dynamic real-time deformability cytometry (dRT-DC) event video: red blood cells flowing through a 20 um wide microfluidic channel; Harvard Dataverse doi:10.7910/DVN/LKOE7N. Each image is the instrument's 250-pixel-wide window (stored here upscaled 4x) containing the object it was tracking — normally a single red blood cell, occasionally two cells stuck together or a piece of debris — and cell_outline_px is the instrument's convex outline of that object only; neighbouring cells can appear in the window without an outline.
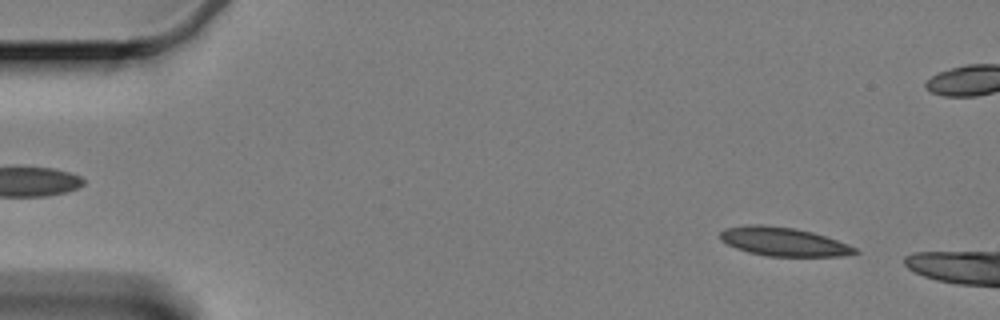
{"species": "Egyptian fruit bat (a non-hibernating species)", "species_latin": "Rousettus aegyptiacus", "temperature_condition": "cold", "stored_images_in_passage": 56, "camera_frame_rate_fps": 3000, "um_per_image_px": 0.085, "animal": {"sex": "female"}, "frame": {"image": 1, "passage_image": 5, "time_ms": 1.333, "image_size_px": [1000, 320], "cell_outline_px": [[860, 252], [840, 256], [768, 256], [748, 252], [736, 248], [720, 240], [720, 232], [724, 228], [752, 224], [760, 224], [796, 228], [812, 232], [848, 244], [856, 248]], "centroid_in_image_um": [66.57, 20.54], "position_along_channel_um": 18.4, "area_um2": 22.43}}
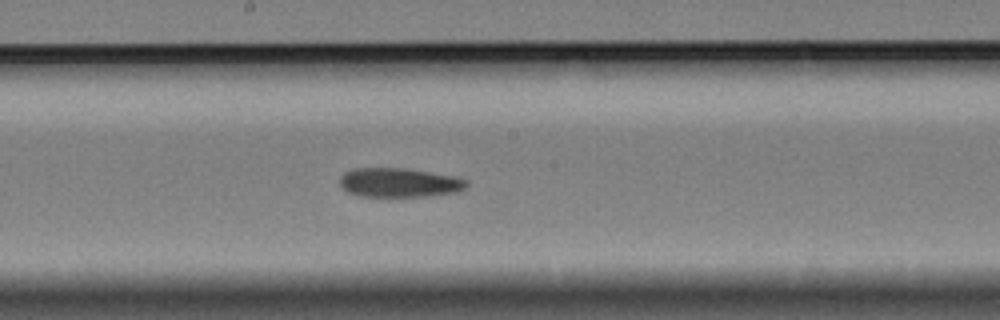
{"frame": {"image": 2, "passage_image": 31, "time_ms": 10.0, "image_size_px": [1000, 320], "cell_outline_px": [[468, 184], [464, 188], [456, 192], [428, 196], [388, 200], [360, 196], [344, 192], [340, 184], [340, 176], [344, 172], [352, 168], [404, 168], [452, 176], [468, 180]], "centroid_in_image_um": [33.84, 15.57], "position_along_channel_um": 214.4, "area_um2": 22.54}}
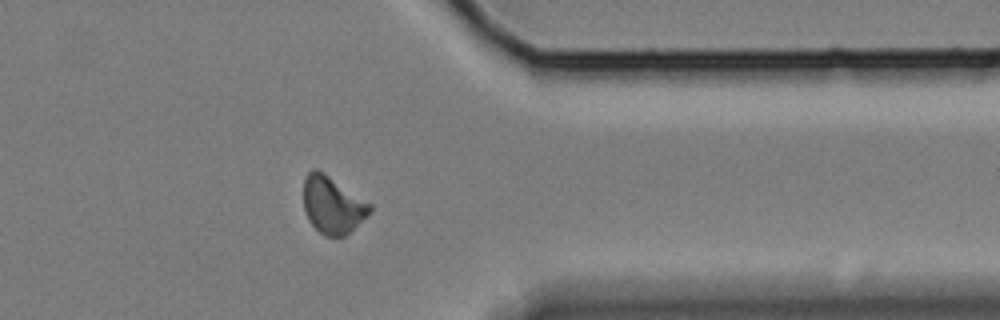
{"frame": {"image": 3, "passage_image": 47, "time_ms": 15.333, "image_size_px": [1000, 320], "cell_outline_px": [[372, 212], [344, 236], [324, 236], [308, 220], [304, 208], [304, 176], [312, 168], [316, 168], [372, 204]], "centroid_in_image_um": [28.26, 17.42], "position_along_channel_um": 383.1, "area_um2": 21.91}, "authors_computed_cell_mechanics": {"area_um2": 22.253, "velocity_mm_per_s": 3.3353, "shape_relaxation_time_tau1_ms": null, "shape_relaxation_time_tau2_ms": 6.5896, "deformation_change_tau1": null, "deformation_change_tau2": 0.1244}}